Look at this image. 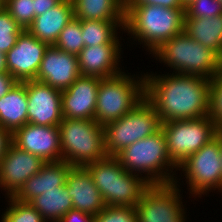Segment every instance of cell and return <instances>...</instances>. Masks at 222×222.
<instances>
[{"mask_svg":"<svg viewBox=\"0 0 222 222\" xmlns=\"http://www.w3.org/2000/svg\"><path fill=\"white\" fill-rule=\"evenodd\" d=\"M145 75V98L161 122L208 116L211 80L195 75Z\"/></svg>","mask_w":222,"mask_h":222,"instance_id":"obj_1","label":"cell"},{"mask_svg":"<svg viewBox=\"0 0 222 222\" xmlns=\"http://www.w3.org/2000/svg\"><path fill=\"white\" fill-rule=\"evenodd\" d=\"M185 8L157 5H125L124 30L154 53L165 42L184 31Z\"/></svg>","mask_w":222,"mask_h":222,"instance_id":"obj_2","label":"cell"},{"mask_svg":"<svg viewBox=\"0 0 222 222\" xmlns=\"http://www.w3.org/2000/svg\"><path fill=\"white\" fill-rule=\"evenodd\" d=\"M85 168L91 174L106 206L135 207L150 186L145 178L125 171L116 156L107 155Z\"/></svg>","mask_w":222,"mask_h":222,"instance_id":"obj_3","label":"cell"},{"mask_svg":"<svg viewBox=\"0 0 222 222\" xmlns=\"http://www.w3.org/2000/svg\"><path fill=\"white\" fill-rule=\"evenodd\" d=\"M116 157L125 171L135 174L146 172L147 176L144 178L150 185L176 182L173 174L169 176L170 172L167 173L169 168H178V166L170 159L166 136L162 129L153 135L132 143L120 151Z\"/></svg>","mask_w":222,"mask_h":222,"instance_id":"obj_4","label":"cell"},{"mask_svg":"<svg viewBox=\"0 0 222 222\" xmlns=\"http://www.w3.org/2000/svg\"><path fill=\"white\" fill-rule=\"evenodd\" d=\"M154 54L178 74L211 80L222 73V58L212 49L190 38L185 31L165 42Z\"/></svg>","mask_w":222,"mask_h":222,"instance_id":"obj_5","label":"cell"},{"mask_svg":"<svg viewBox=\"0 0 222 222\" xmlns=\"http://www.w3.org/2000/svg\"><path fill=\"white\" fill-rule=\"evenodd\" d=\"M59 129L62 160L72 167H85L107 156L104 126L94 119L63 118Z\"/></svg>","mask_w":222,"mask_h":222,"instance_id":"obj_6","label":"cell"},{"mask_svg":"<svg viewBox=\"0 0 222 222\" xmlns=\"http://www.w3.org/2000/svg\"><path fill=\"white\" fill-rule=\"evenodd\" d=\"M145 98V75L139 80L126 75L102 78L98 86L95 121L105 126L130 112Z\"/></svg>","mask_w":222,"mask_h":222,"instance_id":"obj_7","label":"cell"},{"mask_svg":"<svg viewBox=\"0 0 222 222\" xmlns=\"http://www.w3.org/2000/svg\"><path fill=\"white\" fill-rule=\"evenodd\" d=\"M161 123L155 108L144 98L126 115L104 126L106 154L116 156L132 143L159 131Z\"/></svg>","mask_w":222,"mask_h":222,"instance_id":"obj_8","label":"cell"},{"mask_svg":"<svg viewBox=\"0 0 222 222\" xmlns=\"http://www.w3.org/2000/svg\"><path fill=\"white\" fill-rule=\"evenodd\" d=\"M170 159L179 167L215 138L218 128L209 116L161 123Z\"/></svg>","mask_w":222,"mask_h":222,"instance_id":"obj_9","label":"cell"},{"mask_svg":"<svg viewBox=\"0 0 222 222\" xmlns=\"http://www.w3.org/2000/svg\"><path fill=\"white\" fill-rule=\"evenodd\" d=\"M178 168L185 171L190 193L200 195L213 188L222 190L219 129L215 138L189 156Z\"/></svg>","mask_w":222,"mask_h":222,"instance_id":"obj_10","label":"cell"},{"mask_svg":"<svg viewBox=\"0 0 222 222\" xmlns=\"http://www.w3.org/2000/svg\"><path fill=\"white\" fill-rule=\"evenodd\" d=\"M176 184L150 185L135 206L137 222H184V208Z\"/></svg>","mask_w":222,"mask_h":222,"instance_id":"obj_11","label":"cell"},{"mask_svg":"<svg viewBox=\"0 0 222 222\" xmlns=\"http://www.w3.org/2000/svg\"><path fill=\"white\" fill-rule=\"evenodd\" d=\"M49 44L23 30L16 44L6 53L7 72L18 82L35 80Z\"/></svg>","mask_w":222,"mask_h":222,"instance_id":"obj_12","label":"cell"},{"mask_svg":"<svg viewBox=\"0 0 222 222\" xmlns=\"http://www.w3.org/2000/svg\"><path fill=\"white\" fill-rule=\"evenodd\" d=\"M18 148L39 156L44 162L62 160L59 126H41L27 123L11 135Z\"/></svg>","mask_w":222,"mask_h":222,"instance_id":"obj_13","label":"cell"},{"mask_svg":"<svg viewBox=\"0 0 222 222\" xmlns=\"http://www.w3.org/2000/svg\"><path fill=\"white\" fill-rule=\"evenodd\" d=\"M28 123L59 126L62 116V91L36 80L26 81Z\"/></svg>","mask_w":222,"mask_h":222,"instance_id":"obj_14","label":"cell"},{"mask_svg":"<svg viewBox=\"0 0 222 222\" xmlns=\"http://www.w3.org/2000/svg\"><path fill=\"white\" fill-rule=\"evenodd\" d=\"M44 163L39 156L11 142L0 161V185L9 197H13L29 178L39 172Z\"/></svg>","mask_w":222,"mask_h":222,"instance_id":"obj_15","label":"cell"},{"mask_svg":"<svg viewBox=\"0 0 222 222\" xmlns=\"http://www.w3.org/2000/svg\"><path fill=\"white\" fill-rule=\"evenodd\" d=\"M80 75L76 55L49 45L35 80L63 91L68 89Z\"/></svg>","mask_w":222,"mask_h":222,"instance_id":"obj_16","label":"cell"},{"mask_svg":"<svg viewBox=\"0 0 222 222\" xmlns=\"http://www.w3.org/2000/svg\"><path fill=\"white\" fill-rule=\"evenodd\" d=\"M101 78L80 75L62 91V116L64 119H94L98 86Z\"/></svg>","mask_w":222,"mask_h":222,"instance_id":"obj_17","label":"cell"},{"mask_svg":"<svg viewBox=\"0 0 222 222\" xmlns=\"http://www.w3.org/2000/svg\"><path fill=\"white\" fill-rule=\"evenodd\" d=\"M66 186L73 209L96 216L106 207L100 191L85 167H72L66 177Z\"/></svg>","mask_w":222,"mask_h":222,"instance_id":"obj_18","label":"cell"},{"mask_svg":"<svg viewBox=\"0 0 222 222\" xmlns=\"http://www.w3.org/2000/svg\"><path fill=\"white\" fill-rule=\"evenodd\" d=\"M120 44H101L84 47L77 55L80 74L98 78H109L119 75L118 58Z\"/></svg>","mask_w":222,"mask_h":222,"instance_id":"obj_19","label":"cell"},{"mask_svg":"<svg viewBox=\"0 0 222 222\" xmlns=\"http://www.w3.org/2000/svg\"><path fill=\"white\" fill-rule=\"evenodd\" d=\"M72 166L66 161L45 162L39 172L29 178L13 196L20 202L29 203L45 190H58L66 185V177Z\"/></svg>","mask_w":222,"mask_h":222,"instance_id":"obj_20","label":"cell"},{"mask_svg":"<svg viewBox=\"0 0 222 222\" xmlns=\"http://www.w3.org/2000/svg\"><path fill=\"white\" fill-rule=\"evenodd\" d=\"M74 18L71 0H61L53 8L36 16L26 29L38 40L54 45L60 32Z\"/></svg>","mask_w":222,"mask_h":222,"instance_id":"obj_21","label":"cell"},{"mask_svg":"<svg viewBox=\"0 0 222 222\" xmlns=\"http://www.w3.org/2000/svg\"><path fill=\"white\" fill-rule=\"evenodd\" d=\"M26 81L17 82L0 98V127L11 135L28 123Z\"/></svg>","mask_w":222,"mask_h":222,"instance_id":"obj_22","label":"cell"},{"mask_svg":"<svg viewBox=\"0 0 222 222\" xmlns=\"http://www.w3.org/2000/svg\"><path fill=\"white\" fill-rule=\"evenodd\" d=\"M184 31L222 58V14L211 18H184Z\"/></svg>","mask_w":222,"mask_h":222,"instance_id":"obj_23","label":"cell"},{"mask_svg":"<svg viewBox=\"0 0 222 222\" xmlns=\"http://www.w3.org/2000/svg\"><path fill=\"white\" fill-rule=\"evenodd\" d=\"M81 20L125 21V0H71Z\"/></svg>","mask_w":222,"mask_h":222,"instance_id":"obj_24","label":"cell"},{"mask_svg":"<svg viewBox=\"0 0 222 222\" xmlns=\"http://www.w3.org/2000/svg\"><path fill=\"white\" fill-rule=\"evenodd\" d=\"M29 204L42 215L45 221L50 219L53 222H59L68 211L73 209L72 199L66 185L58 187V190H45Z\"/></svg>","mask_w":222,"mask_h":222,"instance_id":"obj_25","label":"cell"},{"mask_svg":"<svg viewBox=\"0 0 222 222\" xmlns=\"http://www.w3.org/2000/svg\"><path fill=\"white\" fill-rule=\"evenodd\" d=\"M125 21L81 20V30L84 47L101 44H120L116 36V28Z\"/></svg>","mask_w":222,"mask_h":222,"instance_id":"obj_26","label":"cell"},{"mask_svg":"<svg viewBox=\"0 0 222 222\" xmlns=\"http://www.w3.org/2000/svg\"><path fill=\"white\" fill-rule=\"evenodd\" d=\"M55 47L67 53L78 55L84 48L81 19L74 17L60 32Z\"/></svg>","mask_w":222,"mask_h":222,"instance_id":"obj_27","label":"cell"},{"mask_svg":"<svg viewBox=\"0 0 222 222\" xmlns=\"http://www.w3.org/2000/svg\"><path fill=\"white\" fill-rule=\"evenodd\" d=\"M9 208L2 216V222H46L42 215L29 203L9 197Z\"/></svg>","mask_w":222,"mask_h":222,"instance_id":"obj_28","label":"cell"},{"mask_svg":"<svg viewBox=\"0 0 222 222\" xmlns=\"http://www.w3.org/2000/svg\"><path fill=\"white\" fill-rule=\"evenodd\" d=\"M24 29L3 8L0 11V51L7 53L17 41Z\"/></svg>","mask_w":222,"mask_h":222,"instance_id":"obj_29","label":"cell"},{"mask_svg":"<svg viewBox=\"0 0 222 222\" xmlns=\"http://www.w3.org/2000/svg\"><path fill=\"white\" fill-rule=\"evenodd\" d=\"M4 8L24 30L35 18L34 0H6Z\"/></svg>","mask_w":222,"mask_h":222,"instance_id":"obj_30","label":"cell"},{"mask_svg":"<svg viewBox=\"0 0 222 222\" xmlns=\"http://www.w3.org/2000/svg\"><path fill=\"white\" fill-rule=\"evenodd\" d=\"M208 116L222 129V73H219L210 82Z\"/></svg>","mask_w":222,"mask_h":222,"instance_id":"obj_31","label":"cell"},{"mask_svg":"<svg viewBox=\"0 0 222 222\" xmlns=\"http://www.w3.org/2000/svg\"><path fill=\"white\" fill-rule=\"evenodd\" d=\"M222 14L219 0H193L185 8V18H211Z\"/></svg>","mask_w":222,"mask_h":222,"instance_id":"obj_32","label":"cell"},{"mask_svg":"<svg viewBox=\"0 0 222 222\" xmlns=\"http://www.w3.org/2000/svg\"><path fill=\"white\" fill-rule=\"evenodd\" d=\"M94 222H137L136 208L106 206L94 217Z\"/></svg>","mask_w":222,"mask_h":222,"instance_id":"obj_33","label":"cell"},{"mask_svg":"<svg viewBox=\"0 0 222 222\" xmlns=\"http://www.w3.org/2000/svg\"><path fill=\"white\" fill-rule=\"evenodd\" d=\"M125 5H157L166 8H186L182 0H125Z\"/></svg>","mask_w":222,"mask_h":222,"instance_id":"obj_34","label":"cell"},{"mask_svg":"<svg viewBox=\"0 0 222 222\" xmlns=\"http://www.w3.org/2000/svg\"><path fill=\"white\" fill-rule=\"evenodd\" d=\"M94 217V215L89 213L71 209L60 219L59 222H94Z\"/></svg>","mask_w":222,"mask_h":222,"instance_id":"obj_35","label":"cell"},{"mask_svg":"<svg viewBox=\"0 0 222 222\" xmlns=\"http://www.w3.org/2000/svg\"><path fill=\"white\" fill-rule=\"evenodd\" d=\"M17 82L8 72L0 73V98L7 94Z\"/></svg>","mask_w":222,"mask_h":222,"instance_id":"obj_36","label":"cell"},{"mask_svg":"<svg viewBox=\"0 0 222 222\" xmlns=\"http://www.w3.org/2000/svg\"><path fill=\"white\" fill-rule=\"evenodd\" d=\"M61 0H34V16H39L53 8Z\"/></svg>","mask_w":222,"mask_h":222,"instance_id":"obj_37","label":"cell"},{"mask_svg":"<svg viewBox=\"0 0 222 222\" xmlns=\"http://www.w3.org/2000/svg\"><path fill=\"white\" fill-rule=\"evenodd\" d=\"M11 142V134L4 128L0 127V161Z\"/></svg>","mask_w":222,"mask_h":222,"instance_id":"obj_38","label":"cell"},{"mask_svg":"<svg viewBox=\"0 0 222 222\" xmlns=\"http://www.w3.org/2000/svg\"><path fill=\"white\" fill-rule=\"evenodd\" d=\"M7 72L6 54L0 51V73Z\"/></svg>","mask_w":222,"mask_h":222,"instance_id":"obj_39","label":"cell"},{"mask_svg":"<svg viewBox=\"0 0 222 222\" xmlns=\"http://www.w3.org/2000/svg\"><path fill=\"white\" fill-rule=\"evenodd\" d=\"M219 147H220V156L222 162V129H219Z\"/></svg>","mask_w":222,"mask_h":222,"instance_id":"obj_40","label":"cell"},{"mask_svg":"<svg viewBox=\"0 0 222 222\" xmlns=\"http://www.w3.org/2000/svg\"><path fill=\"white\" fill-rule=\"evenodd\" d=\"M184 3V6L186 7L190 2H192L193 0H182Z\"/></svg>","mask_w":222,"mask_h":222,"instance_id":"obj_41","label":"cell"},{"mask_svg":"<svg viewBox=\"0 0 222 222\" xmlns=\"http://www.w3.org/2000/svg\"><path fill=\"white\" fill-rule=\"evenodd\" d=\"M4 8V2L0 0V11Z\"/></svg>","mask_w":222,"mask_h":222,"instance_id":"obj_42","label":"cell"}]
</instances>
